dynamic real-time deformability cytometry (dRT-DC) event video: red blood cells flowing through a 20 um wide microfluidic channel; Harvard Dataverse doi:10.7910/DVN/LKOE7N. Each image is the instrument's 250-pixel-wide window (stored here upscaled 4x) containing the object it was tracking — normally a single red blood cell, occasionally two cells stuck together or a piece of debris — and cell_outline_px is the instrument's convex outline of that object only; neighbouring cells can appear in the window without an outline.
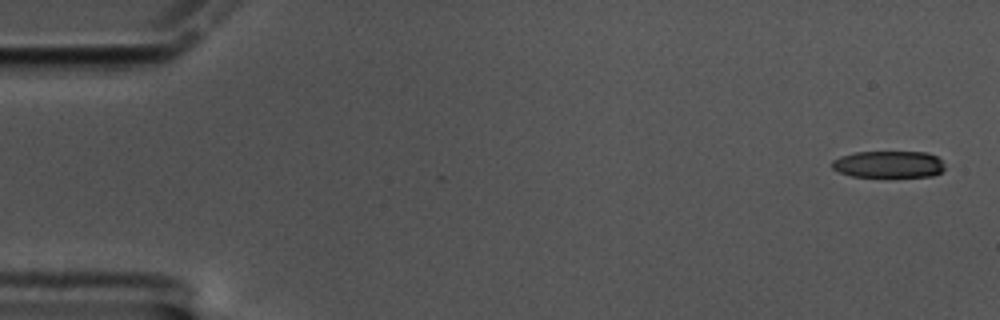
{"species": "common noctule bat (a hibernating species)", "species_latin": "Nyctalus noctula", "temperature_condition": "cold", "stored_images_in_passage": 13, "camera_frame_rate_fps": 3000, "um_per_image_px": 0.085, "animal": {"sex": "male", "body_mass_g": 17.5, "forearm_length_mm": 52.3}, "frame": {"image": 1, "passage_image": 1, "time_ms": 0.0, "image_size_px": [1000, 320], "cell_outline_px": [[944, 168], [940, 172], [932, 176], [852, 176], [840, 172], [832, 168], [832, 160], [840, 156], [856, 152], [928, 152], [936, 156], [940, 160]], "centroid_in_image_um": [75.51, 13.95], "position_along_channel_um": 9.5, "area_um2": 17.4}}